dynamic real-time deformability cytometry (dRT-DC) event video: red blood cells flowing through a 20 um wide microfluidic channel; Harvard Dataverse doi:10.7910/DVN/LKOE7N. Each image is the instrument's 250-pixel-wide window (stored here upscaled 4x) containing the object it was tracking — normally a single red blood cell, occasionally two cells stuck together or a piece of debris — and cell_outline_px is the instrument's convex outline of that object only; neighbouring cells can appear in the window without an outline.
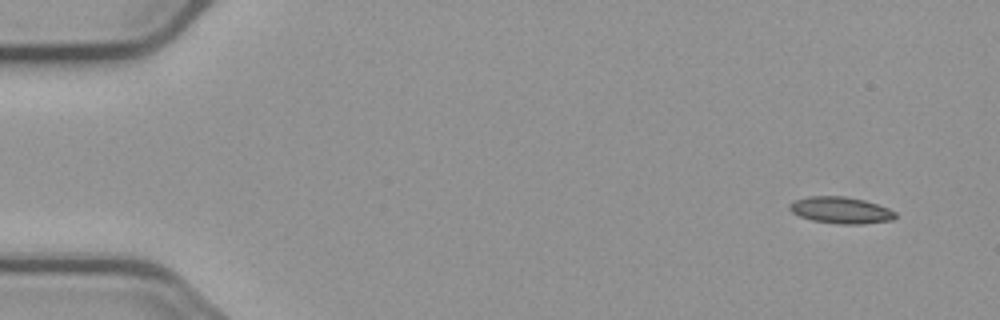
{"species": "common noctule bat (a hibernating species)", "species_latin": "Nyctalus noctula", "temperature_condition": "cold", "stored_images_in_passage": 14, "camera_frame_rate_fps": 3000, "um_per_image_px": 0.085, "animal": {"sex": "male", "body_mass_g": 23.1, "forearm_length_mm": 52.7}, "frame": {"image": 1, "passage_image": 1, "time_ms": 0.0, "image_size_px": [1000, 320], "cell_outline_px": [[896, 216], [892, 220], [864, 224], [840, 224], [812, 220], [800, 216], [792, 212], [788, 208], [788, 204], [792, 200], [808, 196], [844, 196], [864, 200], [888, 208], [896, 212]], "centroid_in_image_um": [71.44, 17.86], "position_along_channel_um": 13.6, "area_um2": 16.47}}
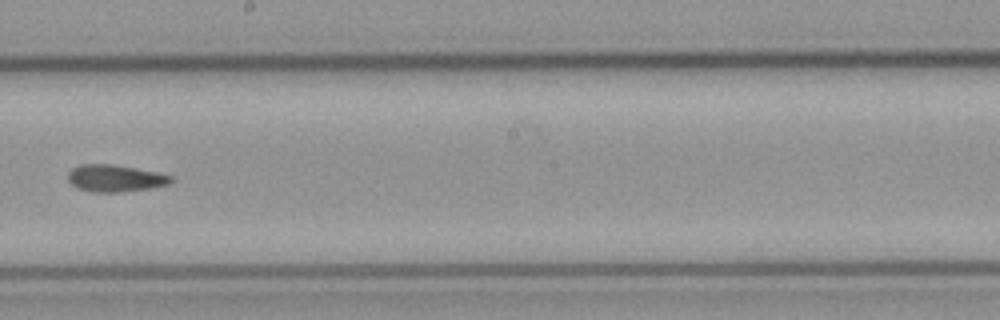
{"frame": {"image": 2, "passage_image": 8, "time_ms": 9.333, "image_size_px": [1000, 320], "cell_outline_px": [[172, 180], [168, 184], [148, 188], [116, 192], [92, 192], [76, 188], [68, 180], [68, 172], [72, 168], [80, 164], [112, 164], [156, 172], [172, 176]], "centroid_in_image_um": [9.72, 15.14], "position_along_channel_um": 238.5, "area_um2": 16.01}}
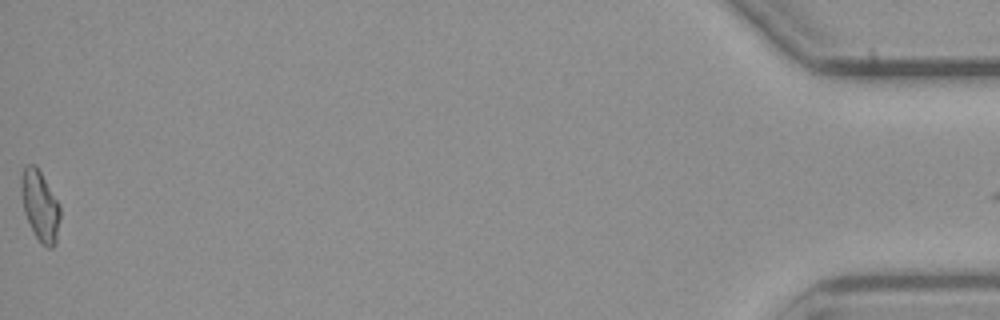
{"frame": {"image": 3, "passage_image": 14, "time_ms": 17.333, "image_size_px": [1000, 320], "cell_outline_px": [[60, 216], [56, 244], [52, 248], [48, 248], [40, 244], [24, 212], [20, 192], [20, 180], [24, 168], [28, 164], [36, 164], [60, 204]], "centroid_in_image_um": [3.41, 17.48], "position_along_channel_um": 431.8, "area_um2": 16.13}, "authors_computed_cell_mechanics": {"area_um2": 15.9239, "velocity_mm_per_s": 3.7163, "shape_relaxation_time_tau1_ms": 6.0704, "shape_relaxation_time_tau2_ms": 8.2203, "deformation_change_tau1": 0.1243, "deformation_change_tau2": 0.1399}}